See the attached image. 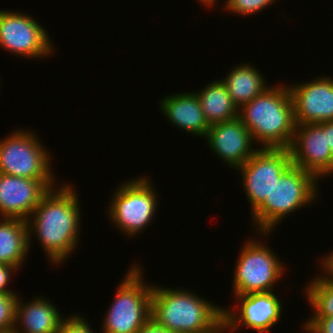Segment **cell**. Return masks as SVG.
<instances>
[{"label": "cell", "mask_w": 333, "mask_h": 333, "mask_svg": "<svg viewBox=\"0 0 333 333\" xmlns=\"http://www.w3.org/2000/svg\"><path fill=\"white\" fill-rule=\"evenodd\" d=\"M0 139V173L34 180H55L49 151L29 130ZM46 149V150H45Z\"/></svg>", "instance_id": "52a82bcc"}, {"label": "cell", "mask_w": 333, "mask_h": 333, "mask_svg": "<svg viewBox=\"0 0 333 333\" xmlns=\"http://www.w3.org/2000/svg\"><path fill=\"white\" fill-rule=\"evenodd\" d=\"M18 269L14 266L7 264H0V294L16 293L7 289L8 282H10V275Z\"/></svg>", "instance_id": "484cf974"}, {"label": "cell", "mask_w": 333, "mask_h": 333, "mask_svg": "<svg viewBox=\"0 0 333 333\" xmlns=\"http://www.w3.org/2000/svg\"><path fill=\"white\" fill-rule=\"evenodd\" d=\"M292 164L318 180L333 174V155L327 140V122L296 124L289 147Z\"/></svg>", "instance_id": "8fae6325"}, {"label": "cell", "mask_w": 333, "mask_h": 333, "mask_svg": "<svg viewBox=\"0 0 333 333\" xmlns=\"http://www.w3.org/2000/svg\"><path fill=\"white\" fill-rule=\"evenodd\" d=\"M289 86L295 124L333 121V79L322 76Z\"/></svg>", "instance_id": "5bb4252c"}, {"label": "cell", "mask_w": 333, "mask_h": 333, "mask_svg": "<svg viewBox=\"0 0 333 333\" xmlns=\"http://www.w3.org/2000/svg\"><path fill=\"white\" fill-rule=\"evenodd\" d=\"M51 41L47 31L31 15L0 10L1 48L20 57L43 58L54 51Z\"/></svg>", "instance_id": "30bf717a"}, {"label": "cell", "mask_w": 333, "mask_h": 333, "mask_svg": "<svg viewBox=\"0 0 333 333\" xmlns=\"http://www.w3.org/2000/svg\"><path fill=\"white\" fill-rule=\"evenodd\" d=\"M2 333H14V330L8 331V332H2Z\"/></svg>", "instance_id": "4dcf8cb0"}, {"label": "cell", "mask_w": 333, "mask_h": 333, "mask_svg": "<svg viewBox=\"0 0 333 333\" xmlns=\"http://www.w3.org/2000/svg\"><path fill=\"white\" fill-rule=\"evenodd\" d=\"M17 293L0 294V333L15 328Z\"/></svg>", "instance_id": "7402d4cb"}, {"label": "cell", "mask_w": 333, "mask_h": 333, "mask_svg": "<svg viewBox=\"0 0 333 333\" xmlns=\"http://www.w3.org/2000/svg\"><path fill=\"white\" fill-rule=\"evenodd\" d=\"M235 297L238 312L223 308V331H237L245 326L258 333H270V328L281 319L283 305L274 291Z\"/></svg>", "instance_id": "7c38bea8"}, {"label": "cell", "mask_w": 333, "mask_h": 333, "mask_svg": "<svg viewBox=\"0 0 333 333\" xmlns=\"http://www.w3.org/2000/svg\"><path fill=\"white\" fill-rule=\"evenodd\" d=\"M195 93L209 125L238 118V108L221 80H215Z\"/></svg>", "instance_id": "ffe728a7"}, {"label": "cell", "mask_w": 333, "mask_h": 333, "mask_svg": "<svg viewBox=\"0 0 333 333\" xmlns=\"http://www.w3.org/2000/svg\"><path fill=\"white\" fill-rule=\"evenodd\" d=\"M322 262L323 270L327 273L324 272L321 277L328 283L333 284V252L327 254L326 257H323ZM324 274L325 276H323Z\"/></svg>", "instance_id": "83f0119b"}, {"label": "cell", "mask_w": 333, "mask_h": 333, "mask_svg": "<svg viewBox=\"0 0 333 333\" xmlns=\"http://www.w3.org/2000/svg\"><path fill=\"white\" fill-rule=\"evenodd\" d=\"M18 298L14 333H58L64 316L57 311L56 306L49 299L40 296L24 304L20 301L22 299L19 295Z\"/></svg>", "instance_id": "e0dca14e"}, {"label": "cell", "mask_w": 333, "mask_h": 333, "mask_svg": "<svg viewBox=\"0 0 333 333\" xmlns=\"http://www.w3.org/2000/svg\"><path fill=\"white\" fill-rule=\"evenodd\" d=\"M238 118L261 148L291 146L296 124L288 86H269L238 110Z\"/></svg>", "instance_id": "3957f363"}, {"label": "cell", "mask_w": 333, "mask_h": 333, "mask_svg": "<svg viewBox=\"0 0 333 333\" xmlns=\"http://www.w3.org/2000/svg\"><path fill=\"white\" fill-rule=\"evenodd\" d=\"M231 70L221 81L238 110L268 88L263 75L250 63L240 64Z\"/></svg>", "instance_id": "d6986e66"}, {"label": "cell", "mask_w": 333, "mask_h": 333, "mask_svg": "<svg viewBox=\"0 0 333 333\" xmlns=\"http://www.w3.org/2000/svg\"><path fill=\"white\" fill-rule=\"evenodd\" d=\"M160 104L161 112L172 124L191 135L206 137L210 125L195 92L167 95Z\"/></svg>", "instance_id": "2e32d148"}, {"label": "cell", "mask_w": 333, "mask_h": 333, "mask_svg": "<svg viewBox=\"0 0 333 333\" xmlns=\"http://www.w3.org/2000/svg\"><path fill=\"white\" fill-rule=\"evenodd\" d=\"M130 268L105 314L103 333H137L150 319L153 286L144 283L138 264Z\"/></svg>", "instance_id": "5b68a950"}, {"label": "cell", "mask_w": 333, "mask_h": 333, "mask_svg": "<svg viewBox=\"0 0 333 333\" xmlns=\"http://www.w3.org/2000/svg\"><path fill=\"white\" fill-rule=\"evenodd\" d=\"M147 177L134 178L117 187L111 197L108 217L128 237L140 234L157 211L158 197Z\"/></svg>", "instance_id": "8992f818"}, {"label": "cell", "mask_w": 333, "mask_h": 333, "mask_svg": "<svg viewBox=\"0 0 333 333\" xmlns=\"http://www.w3.org/2000/svg\"><path fill=\"white\" fill-rule=\"evenodd\" d=\"M193 291L153 286L150 317L167 330L178 333H221L223 308Z\"/></svg>", "instance_id": "7a4b0ae2"}, {"label": "cell", "mask_w": 333, "mask_h": 333, "mask_svg": "<svg viewBox=\"0 0 333 333\" xmlns=\"http://www.w3.org/2000/svg\"><path fill=\"white\" fill-rule=\"evenodd\" d=\"M315 278L305 290L308 303L314 309L312 318L333 317V284L321 276Z\"/></svg>", "instance_id": "44dd1931"}, {"label": "cell", "mask_w": 333, "mask_h": 333, "mask_svg": "<svg viewBox=\"0 0 333 333\" xmlns=\"http://www.w3.org/2000/svg\"><path fill=\"white\" fill-rule=\"evenodd\" d=\"M28 223L22 219L0 220V264L16 267L18 270L29 252ZM26 259V260H25Z\"/></svg>", "instance_id": "ac0fdd59"}, {"label": "cell", "mask_w": 333, "mask_h": 333, "mask_svg": "<svg viewBox=\"0 0 333 333\" xmlns=\"http://www.w3.org/2000/svg\"><path fill=\"white\" fill-rule=\"evenodd\" d=\"M206 139L211 151L233 169L244 165L259 149L252 148V134L239 118L210 125Z\"/></svg>", "instance_id": "9a60e30c"}, {"label": "cell", "mask_w": 333, "mask_h": 333, "mask_svg": "<svg viewBox=\"0 0 333 333\" xmlns=\"http://www.w3.org/2000/svg\"><path fill=\"white\" fill-rule=\"evenodd\" d=\"M54 180H34L0 173L2 218L27 221L42 197L55 186Z\"/></svg>", "instance_id": "4fadbf2b"}, {"label": "cell", "mask_w": 333, "mask_h": 333, "mask_svg": "<svg viewBox=\"0 0 333 333\" xmlns=\"http://www.w3.org/2000/svg\"><path fill=\"white\" fill-rule=\"evenodd\" d=\"M317 181L312 173L291 164L280 175L270 196L251 214L255 230L266 236L284 217L314 202L319 189Z\"/></svg>", "instance_id": "277c9868"}, {"label": "cell", "mask_w": 333, "mask_h": 333, "mask_svg": "<svg viewBox=\"0 0 333 333\" xmlns=\"http://www.w3.org/2000/svg\"><path fill=\"white\" fill-rule=\"evenodd\" d=\"M75 192L68 184L50 189L27 220L29 249L30 235L35 234L48 261L56 265L67 260L78 245L81 213Z\"/></svg>", "instance_id": "6da1fadb"}, {"label": "cell", "mask_w": 333, "mask_h": 333, "mask_svg": "<svg viewBox=\"0 0 333 333\" xmlns=\"http://www.w3.org/2000/svg\"><path fill=\"white\" fill-rule=\"evenodd\" d=\"M201 3H204V5H206L207 7L210 6L212 7L213 5H215L214 3H216L217 0H198Z\"/></svg>", "instance_id": "f546056e"}, {"label": "cell", "mask_w": 333, "mask_h": 333, "mask_svg": "<svg viewBox=\"0 0 333 333\" xmlns=\"http://www.w3.org/2000/svg\"><path fill=\"white\" fill-rule=\"evenodd\" d=\"M137 333H178L167 330L165 327L157 324L151 317L150 319L139 329Z\"/></svg>", "instance_id": "4316f807"}, {"label": "cell", "mask_w": 333, "mask_h": 333, "mask_svg": "<svg viewBox=\"0 0 333 333\" xmlns=\"http://www.w3.org/2000/svg\"><path fill=\"white\" fill-rule=\"evenodd\" d=\"M292 164L289 149L259 148L239 170L253 213L270 196L280 175Z\"/></svg>", "instance_id": "9c48e42d"}, {"label": "cell", "mask_w": 333, "mask_h": 333, "mask_svg": "<svg viewBox=\"0 0 333 333\" xmlns=\"http://www.w3.org/2000/svg\"><path fill=\"white\" fill-rule=\"evenodd\" d=\"M58 333H94L85 318L76 314L63 318Z\"/></svg>", "instance_id": "cb8c5ba5"}, {"label": "cell", "mask_w": 333, "mask_h": 333, "mask_svg": "<svg viewBox=\"0 0 333 333\" xmlns=\"http://www.w3.org/2000/svg\"><path fill=\"white\" fill-rule=\"evenodd\" d=\"M224 4L225 8L229 12H234L239 15H248L259 13L264 8L269 7L270 4H273V0H226Z\"/></svg>", "instance_id": "603a6c76"}, {"label": "cell", "mask_w": 333, "mask_h": 333, "mask_svg": "<svg viewBox=\"0 0 333 333\" xmlns=\"http://www.w3.org/2000/svg\"><path fill=\"white\" fill-rule=\"evenodd\" d=\"M245 245V246H244ZM239 253L234 280V296L272 292L284 274L285 265L260 241H246Z\"/></svg>", "instance_id": "ba28073f"}, {"label": "cell", "mask_w": 333, "mask_h": 333, "mask_svg": "<svg viewBox=\"0 0 333 333\" xmlns=\"http://www.w3.org/2000/svg\"><path fill=\"white\" fill-rule=\"evenodd\" d=\"M307 333H333V317L308 318L303 323Z\"/></svg>", "instance_id": "d4e9b609"}, {"label": "cell", "mask_w": 333, "mask_h": 333, "mask_svg": "<svg viewBox=\"0 0 333 333\" xmlns=\"http://www.w3.org/2000/svg\"><path fill=\"white\" fill-rule=\"evenodd\" d=\"M327 140L333 155V121L327 122Z\"/></svg>", "instance_id": "f1b7e54d"}]
</instances>
